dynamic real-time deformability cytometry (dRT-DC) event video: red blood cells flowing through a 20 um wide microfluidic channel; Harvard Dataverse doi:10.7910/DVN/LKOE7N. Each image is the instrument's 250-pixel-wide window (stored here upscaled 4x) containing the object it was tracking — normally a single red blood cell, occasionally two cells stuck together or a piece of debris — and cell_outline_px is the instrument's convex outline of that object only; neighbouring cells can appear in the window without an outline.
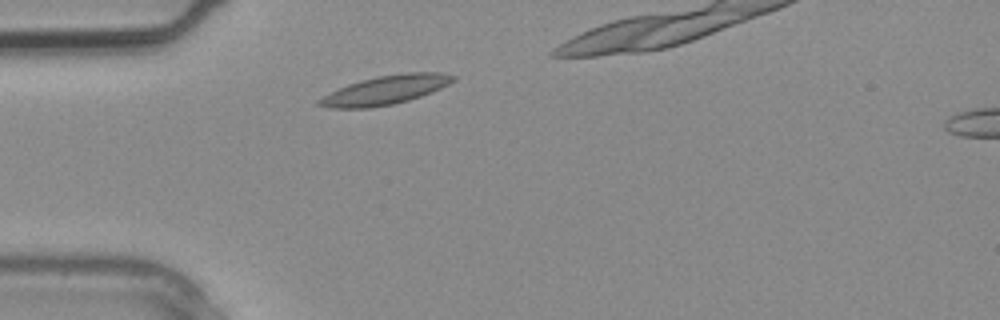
{"species": "common noctule bat (a hibernating species)", "species_latin": "Nyctalus noctula", "temperature_condition": "warm", "stored_images_in_passage": 2, "camera_frame_rate_fps": 3000, "um_per_image_px": 0.085, "animal": {"sex": "male", "body_mass_g": 20.4}, "frame": {"image": 1, "passage_image": 1, "time_ms": 0.0, "image_size_px": [1000, 320], "cell_outline_px": [[456, 80], [432, 92], [408, 100], [392, 104], [368, 108], [328, 108], [316, 104], [316, 100], [348, 84], [360, 80], [376, 76], [408, 72], [440, 72], [456, 76]], "centroid_in_image_um": [32.77, 7.64], "position_along_channel_um": 52.2, "area_um2": 22.43}}